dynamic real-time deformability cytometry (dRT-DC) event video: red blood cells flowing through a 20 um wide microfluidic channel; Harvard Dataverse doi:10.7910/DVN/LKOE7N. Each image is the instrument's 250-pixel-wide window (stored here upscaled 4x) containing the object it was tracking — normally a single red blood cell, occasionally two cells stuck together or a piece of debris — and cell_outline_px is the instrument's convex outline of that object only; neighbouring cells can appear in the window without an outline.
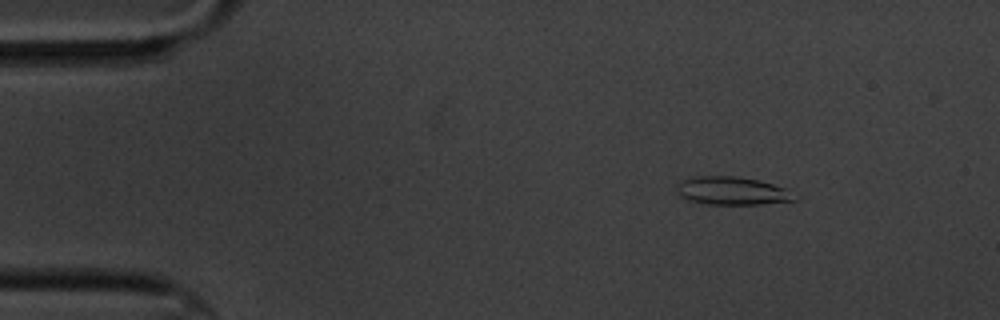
{"species": "common noctule bat (a hibernating species)", "species_latin": "Nyctalus noctula", "temperature_condition": "cold", "stored_images_in_passage": 7, "camera_frame_rate_fps": 3000, "um_per_image_px": 0.085, "animal": {"sex": "male", "body_mass_g": 20.1, "forearm_length_mm": 53.5}, "frame": {"image": 1, "passage_image": 2, "time_ms": 2.0, "image_size_px": [1000, 320], "cell_outline_px": [[800, 196], [796, 200], [760, 204], [708, 204], [688, 200], [680, 196], [680, 180], [696, 176], [740, 176], [760, 180], [788, 188]], "centroid_in_image_um": [62.35, 16.21], "position_along_channel_um": 22.7, "area_um2": 19.42}}
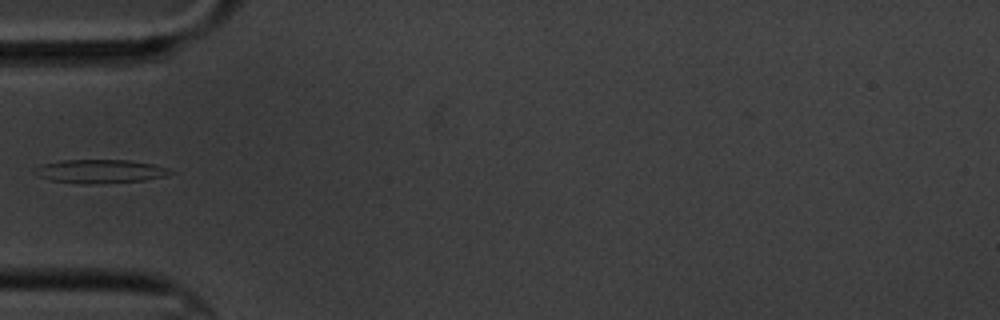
{"frame": {"image": 2, "passage_image": 5, "time_ms": 5.667, "image_size_px": [1000, 320], "cell_outline_px": [[172, 172], [164, 176], [144, 180], [96, 184], [80, 184], [48, 180], [36, 176], [32, 172], [36, 168], [44, 164], [60, 160], [132, 160], [152, 164], [168, 168]], "centroid_in_image_um": [8.44, 14.57], "position_along_channel_um": 76.6, "area_um2": 18.73}}
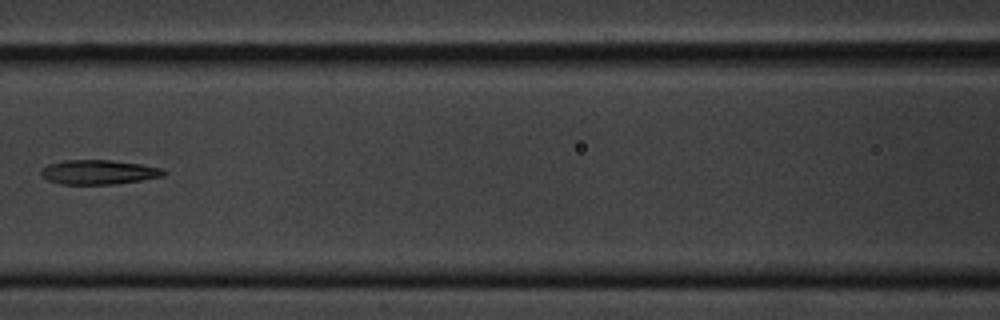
{"frame": {"image": 3, "passage_image": 7, "time_ms": 8.0, "image_size_px": [1000, 320], "cell_outline_px": [[168, 172], [164, 176], [116, 184], [60, 184], [48, 180], [40, 176], [40, 168], [48, 164], [64, 160], [112, 160], [140, 164], [164, 168]], "centroid_in_image_um": [8.38, 14.63], "position_along_channel_um": 158.2, "area_um2": 17.69}}